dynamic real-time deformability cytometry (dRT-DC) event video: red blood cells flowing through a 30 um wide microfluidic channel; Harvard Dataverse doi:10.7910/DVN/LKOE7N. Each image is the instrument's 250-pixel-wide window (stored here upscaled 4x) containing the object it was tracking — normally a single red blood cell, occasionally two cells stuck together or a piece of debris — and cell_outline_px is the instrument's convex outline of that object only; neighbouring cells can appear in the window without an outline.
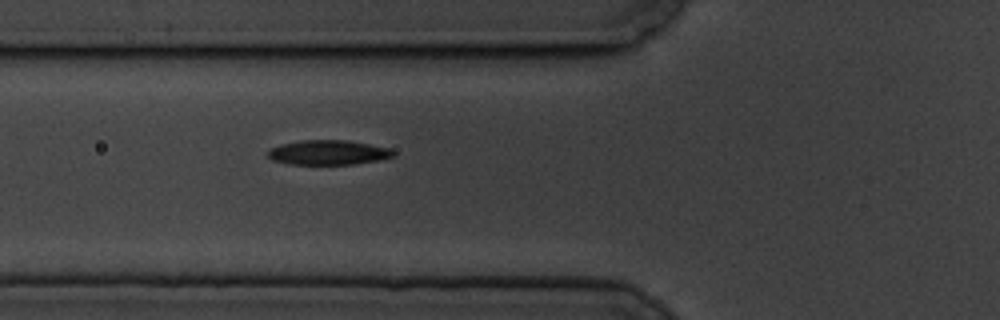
{"species": "common noctule bat (a hibernating species)", "species_latin": "Nyctalus noctula", "temperature_condition": "cold", "stored_images_in_passage": 2, "camera_frame_rate_fps": 3000, "um_per_image_px": 0.085, "animal": {"sex": "male", "body_mass_g": 19.5, "forearm_length_mm": 54.6}, "frame": {"image": 1, "passage_image": 2, "time_ms": 2.0, "image_size_px": [1000, 320], "cell_outline_px": [[396, 156], [380, 160], [352, 164], [288, 164], [272, 160], [268, 156], [268, 148], [280, 144], [300, 140], [348, 140], [388, 148], [396, 152]], "centroid_in_image_um": [27.88, 12.96], "position_along_channel_um": 97.9, "area_um2": 18.15}}